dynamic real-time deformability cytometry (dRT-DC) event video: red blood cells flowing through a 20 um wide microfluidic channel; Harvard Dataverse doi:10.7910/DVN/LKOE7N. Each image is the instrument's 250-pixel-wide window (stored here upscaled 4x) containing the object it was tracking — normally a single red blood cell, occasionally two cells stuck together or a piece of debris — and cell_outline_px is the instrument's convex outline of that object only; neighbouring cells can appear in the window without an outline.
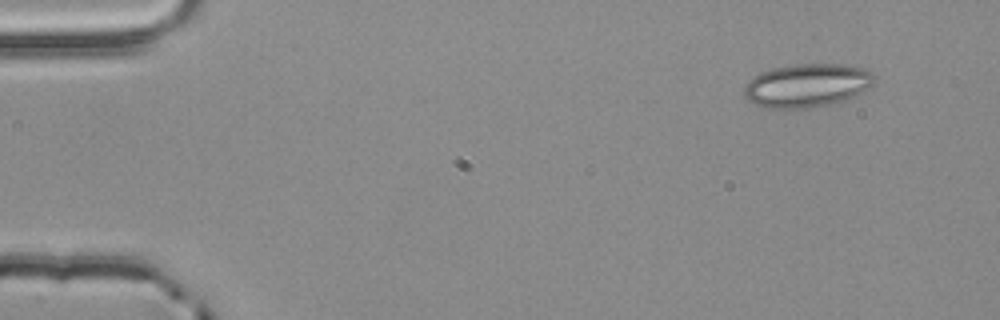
{"species": "common noctule bat (a hibernating species)", "species_latin": "Nyctalus noctula", "temperature_condition": "room temperature", "stored_images_in_passage": 3, "camera_frame_rate_fps": 3000, "um_per_image_px": 0.085, "animal": {"sex": "male", "body_mass_g": 20.4}, "frame": {"image": 1, "passage_image": 1, "time_ms": 0.0, "image_size_px": [1000, 320], "cell_outline_px": [[876, 76], [872, 88], [856, 96], [844, 100], [812, 108], [764, 108], [748, 100], [744, 96], [744, 88], [748, 80], [760, 72], [772, 68], [788, 64], [844, 64], [864, 68], [872, 72]], "centroid_in_image_um": [68.63, 7.25], "position_along_channel_um": 16.4, "area_um2": 33.52}}
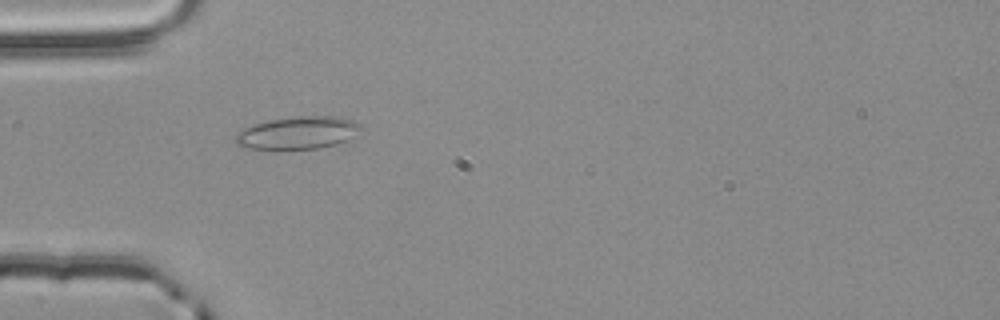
{"frame": {"image": 2, "passage_image": 3, "time_ms": 0.667, "image_size_px": [1000, 320], "cell_outline_px": [[364, 128], [344, 140], [336, 144], [320, 148], [248, 148], [236, 144], [236, 136], [244, 128], [256, 124], [272, 120], [300, 116], [340, 116], [352, 120], [360, 124]], "centroid_in_image_um": [25.37, 11.27], "position_along_channel_um": 59.6, "area_um2": 23.12}}